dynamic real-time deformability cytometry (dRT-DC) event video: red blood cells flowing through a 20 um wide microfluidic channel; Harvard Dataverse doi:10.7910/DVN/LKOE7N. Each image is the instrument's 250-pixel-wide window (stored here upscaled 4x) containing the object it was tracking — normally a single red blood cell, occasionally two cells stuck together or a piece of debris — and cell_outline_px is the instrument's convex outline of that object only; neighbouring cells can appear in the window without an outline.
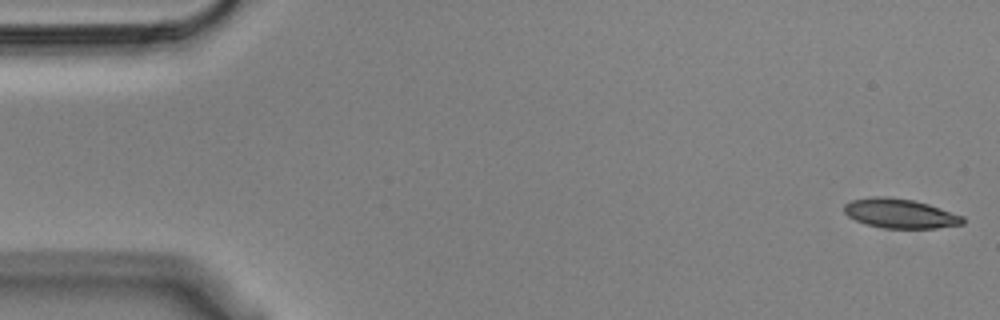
{"species": "Egyptian fruit bat (a non-hibernating species)", "species_latin": "Rousettus aegyptiacus", "temperature_condition": "cold", "stored_images_in_passage": 54, "camera_frame_rate_fps": 3000, "um_per_image_px": 0.085, "animal": {"sex": "male"}, "frame": {"image": 1, "passage_image": 1, "time_ms": 0.0, "image_size_px": [1000, 320], "cell_outline_px": [[964, 224], [936, 228], [884, 228], [868, 224], [856, 220], [848, 216], [844, 212], [844, 204], [852, 200], [876, 196], [888, 196], [912, 200], [928, 204], [964, 216]], "centroid_in_image_um": [76.52, 18.14], "position_along_channel_um": 8.5, "area_um2": 20.23}}
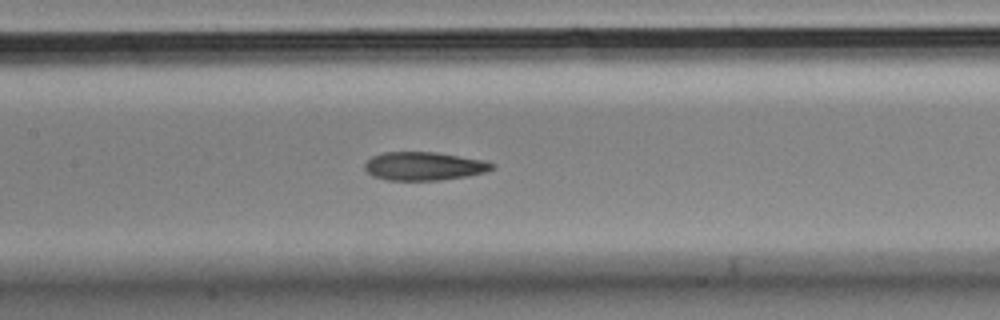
{"frame": {"image": 2, "passage_image": 25, "time_ms": 8.0, "image_size_px": [1000, 320], "cell_outline_px": [[496, 168], [488, 172], [468, 176], [440, 180], [388, 180], [372, 176], [364, 168], [364, 164], [372, 156], [384, 152], [436, 152], [484, 160], [496, 164]], "centroid_in_image_um": [36.09, 14.12], "position_along_channel_um": 171.3, "area_um2": 21.27}}
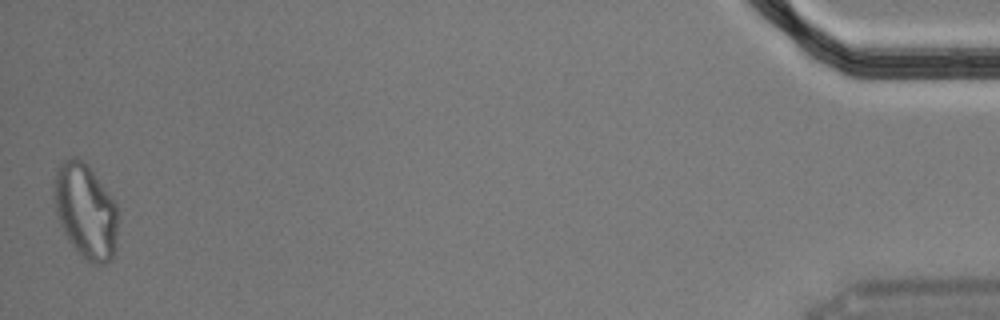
{"frame": {"image": 3, "passage_image": 54, "time_ms": 17.667, "image_size_px": [1000, 320], "cell_outline_px": [[116, 252], [112, 260], [104, 264], [92, 264], [80, 256], [68, 240], [60, 224], [56, 212], [52, 192], [56, 168], [64, 160], [76, 156], [92, 172], [116, 204]], "centroid_in_image_um": [7.24, 17.99], "position_along_channel_um": 428.0, "area_um2": 35.08}, "authors_computed_cell_mechanics": {"area_um2": 21.6461, "velocity_mm_per_s": 3.6215, "shape_relaxation_time_tau1_ms": 5.3386, "shape_relaxation_time_tau2_ms": 3.3182, "deformation_change_tau1": 0.1793, "deformation_change_tau2": 0.1087}}